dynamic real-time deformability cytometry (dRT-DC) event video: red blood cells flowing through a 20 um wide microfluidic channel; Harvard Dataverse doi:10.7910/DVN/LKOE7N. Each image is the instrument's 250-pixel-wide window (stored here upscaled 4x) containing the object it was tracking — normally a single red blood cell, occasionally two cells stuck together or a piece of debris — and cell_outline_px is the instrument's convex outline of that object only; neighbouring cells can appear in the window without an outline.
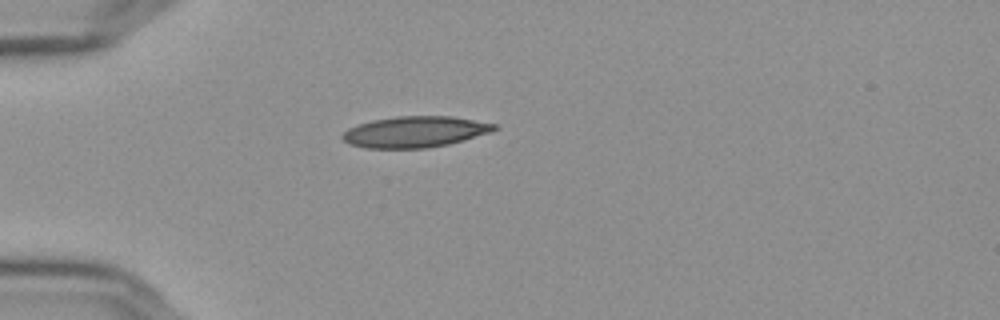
{"species": "Egyptian fruit bat (a non-hibernating species)", "species_latin": "Rousettus aegyptiacus", "temperature_condition": "cold", "stored_images_in_passage": 41, "camera_frame_rate_fps": 3000, "um_per_image_px": 0.085, "frame": {"image": 1, "passage_image": 1, "time_ms": 0.0, "image_size_px": [1000, 320], "cell_outline_px": [[500, 128], [492, 132], [448, 144], [428, 148], [364, 148], [348, 144], [340, 136], [348, 128], [356, 124], [372, 120], [396, 116], [452, 116], [496, 124]], "centroid_in_image_um": [35.26, 11.2], "position_along_channel_um": 49.7, "area_um2": 27.69}}
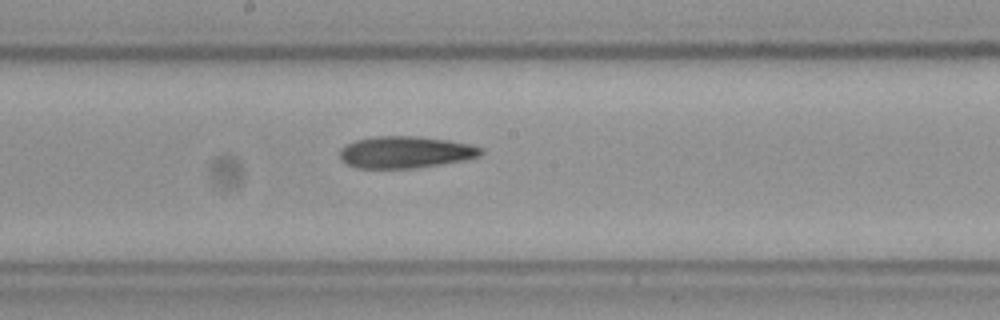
{"frame": {"image": 2, "passage_image": 16, "time_ms": 5.0, "image_size_px": [1000, 320], "cell_outline_px": [[484, 152], [480, 156], [464, 160], [440, 164], [412, 168], [360, 168], [348, 164], [340, 160], [340, 148], [356, 140], [372, 136], [416, 136], [448, 140], [472, 144], [484, 148]], "centroid_in_image_um": [34.49, 12.92], "position_along_channel_um": 213.7, "area_um2": 26.24}}
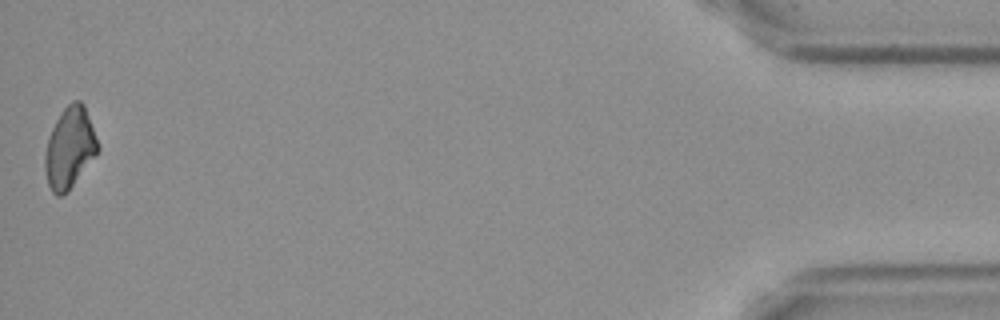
{"frame": {"image": 3, "passage_image": 41, "time_ms": 13.333, "image_size_px": [1000, 320], "cell_outline_px": [[100, 148], [72, 184], [60, 196], [56, 196], [52, 192], [48, 184], [44, 168], [44, 156], [48, 140], [52, 128], [60, 112], [72, 100], [80, 100], [84, 104]], "centroid_in_image_um": [5.89, 12.51], "position_along_channel_um": 429.3, "area_um2": 24.28}, "authors_computed_cell_mechanics": {"area_um2": 26.2412, "velocity_mm_per_s": 3.6226, "shape_relaxation_time_tau1_ms": 8.7289, "shape_relaxation_time_tau2_ms": 6.327, "deformation_change_tau1": 0.1722, "deformation_change_tau2": 0.1609}}